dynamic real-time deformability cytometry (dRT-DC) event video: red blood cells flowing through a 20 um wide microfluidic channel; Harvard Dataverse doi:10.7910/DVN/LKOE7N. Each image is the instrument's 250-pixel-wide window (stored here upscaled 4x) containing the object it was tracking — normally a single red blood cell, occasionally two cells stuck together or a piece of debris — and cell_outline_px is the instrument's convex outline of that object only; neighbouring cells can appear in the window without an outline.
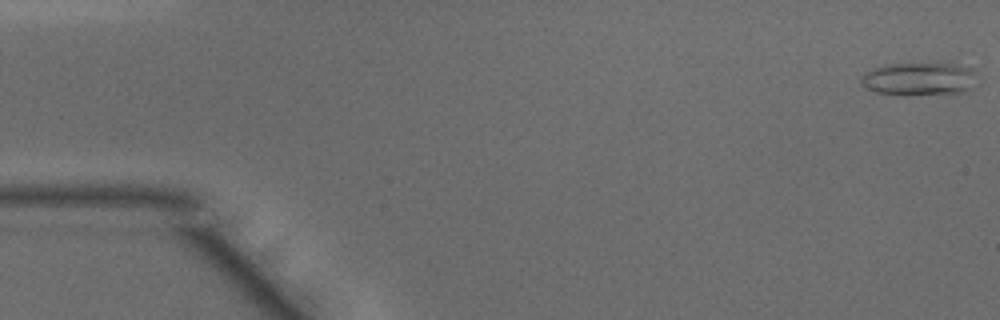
{"species": "common noctule bat (a hibernating species)", "species_latin": "Nyctalus noctula", "temperature_condition": "warm", "stored_images_in_passage": 48, "camera_frame_rate_fps": 3000, "um_per_image_px": 0.085, "animal": {"sex": "male", "body_mass_g": 15.6}, "frame": {"image": 1, "passage_image": 1, "time_ms": 0.0, "image_size_px": [1000, 320], "cell_outline_px": [[980, 84], [968, 92], [872, 92], [860, 80], [860, 76], [876, 68], [888, 64], [956, 64], [972, 68]], "centroid_in_image_um": [78.26, 6.67], "position_along_channel_um": 6.7, "area_um2": 21.39}}
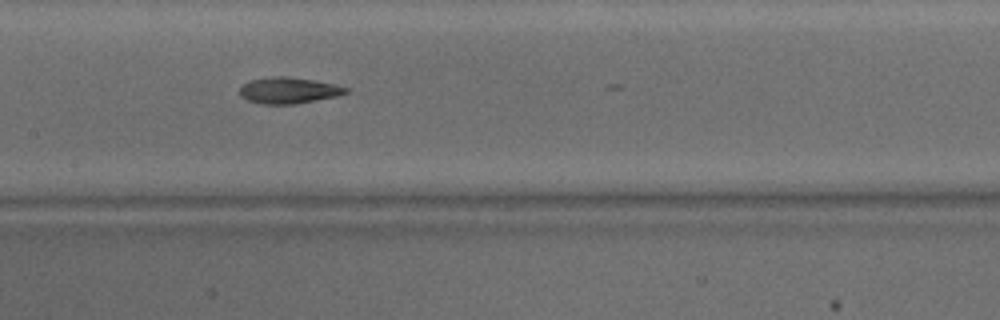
{"frame": {"image": 2, "passage_image": 23, "time_ms": 7.333, "image_size_px": [1000, 320], "cell_outline_px": [[348, 92], [336, 96], [316, 100], [292, 104], [264, 104], [248, 100], [240, 96], [240, 88], [244, 84], [252, 80], [276, 76], [288, 76], [336, 84], [348, 88]], "centroid_in_image_um": [24.54, 7.68], "position_along_channel_um": 182.9, "area_um2": 15.95}}
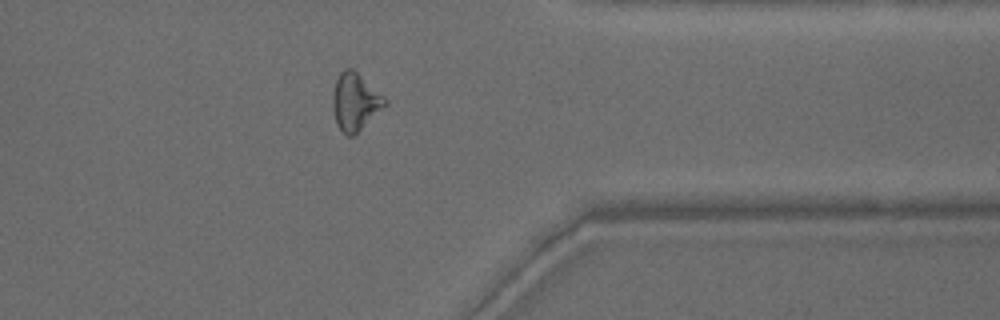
{"frame": {"image": 3, "passage_image": 38, "time_ms": 12.333, "image_size_px": [1000, 320], "cell_outline_px": [[388, 104], [352, 136], [348, 136], [336, 124], [332, 108], [332, 92], [336, 80], [340, 72], [344, 68], [352, 68], [384, 96], [388, 100]], "centroid_in_image_um": [30.17, 8.63], "position_along_channel_um": 381.2, "area_um2": 17.34}, "authors_computed_cell_mechanics": {"area_um2": 17.3111, "velocity_mm_per_s": 4.1912, "shape_relaxation_time_tau1_ms": 9.5905, "shape_relaxation_time_tau2_ms": 5.4986, "deformation_change_tau1": 0.2407, "deformation_change_tau2": 0.1449}}